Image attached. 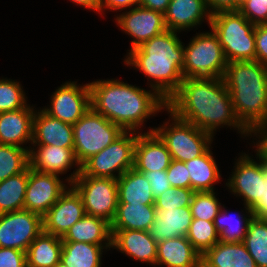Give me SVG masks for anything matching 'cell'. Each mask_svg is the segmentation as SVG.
<instances>
[{"mask_svg":"<svg viewBox=\"0 0 267 267\" xmlns=\"http://www.w3.org/2000/svg\"><path fill=\"white\" fill-rule=\"evenodd\" d=\"M137 136L138 132L124 131L109 146L87 159L81 165V172L91 177L118 179L134 166Z\"/></svg>","mask_w":267,"mask_h":267,"instance_id":"cell-9","label":"cell"},{"mask_svg":"<svg viewBox=\"0 0 267 267\" xmlns=\"http://www.w3.org/2000/svg\"><path fill=\"white\" fill-rule=\"evenodd\" d=\"M118 203L154 205L155 199L149 180L134 168L117 179Z\"/></svg>","mask_w":267,"mask_h":267,"instance_id":"cell-28","label":"cell"},{"mask_svg":"<svg viewBox=\"0 0 267 267\" xmlns=\"http://www.w3.org/2000/svg\"><path fill=\"white\" fill-rule=\"evenodd\" d=\"M212 154L210 146L201 156L185 162L194 192L215 191L214 183L221 179L218 164Z\"/></svg>","mask_w":267,"mask_h":267,"instance_id":"cell-27","label":"cell"},{"mask_svg":"<svg viewBox=\"0 0 267 267\" xmlns=\"http://www.w3.org/2000/svg\"><path fill=\"white\" fill-rule=\"evenodd\" d=\"M166 173L171 187L191 188L185 162L172 159L171 164L166 169Z\"/></svg>","mask_w":267,"mask_h":267,"instance_id":"cell-41","label":"cell"},{"mask_svg":"<svg viewBox=\"0 0 267 267\" xmlns=\"http://www.w3.org/2000/svg\"><path fill=\"white\" fill-rule=\"evenodd\" d=\"M266 182H267V170H266ZM261 201L252 209L255 217L267 218V190L263 193Z\"/></svg>","mask_w":267,"mask_h":267,"instance_id":"cell-49","label":"cell"},{"mask_svg":"<svg viewBox=\"0 0 267 267\" xmlns=\"http://www.w3.org/2000/svg\"><path fill=\"white\" fill-rule=\"evenodd\" d=\"M256 55L255 60L267 65V24H258L254 28Z\"/></svg>","mask_w":267,"mask_h":267,"instance_id":"cell-44","label":"cell"},{"mask_svg":"<svg viewBox=\"0 0 267 267\" xmlns=\"http://www.w3.org/2000/svg\"><path fill=\"white\" fill-rule=\"evenodd\" d=\"M29 149V167L39 172L62 175L76 166L75 171L66 178L71 184L81 172L74 149L53 145H32ZM37 146V147H36ZM35 147V149H34Z\"/></svg>","mask_w":267,"mask_h":267,"instance_id":"cell-16","label":"cell"},{"mask_svg":"<svg viewBox=\"0 0 267 267\" xmlns=\"http://www.w3.org/2000/svg\"><path fill=\"white\" fill-rule=\"evenodd\" d=\"M209 11L213 14L218 11H230L231 0H205Z\"/></svg>","mask_w":267,"mask_h":267,"instance_id":"cell-48","label":"cell"},{"mask_svg":"<svg viewBox=\"0 0 267 267\" xmlns=\"http://www.w3.org/2000/svg\"><path fill=\"white\" fill-rule=\"evenodd\" d=\"M110 248L112 245L62 241L60 262L68 267H101L103 250Z\"/></svg>","mask_w":267,"mask_h":267,"instance_id":"cell-31","label":"cell"},{"mask_svg":"<svg viewBox=\"0 0 267 267\" xmlns=\"http://www.w3.org/2000/svg\"><path fill=\"white\" fill-rule=\"evenodd\" d=\"M155 215L148 232L157 244L171 238L186 236L193 220L189 206L175 209L155 208Z\"/></svg>","mask_w":267,"mask_h":267,"instance_id":"cell-23","label":"cell"},{"mask_svg":"<svg viewBox=\"0 0 267 267\" xmlns=\"http://www.w3.org/2000/svg\"><path fill=\"white\" fill-rule=\"evenodd\" d=\"M49 107L42 108L50 116L64 123L75 124L91 108L89 83L80 85L67 81L50 96Z\"/></svg>","mask_w":267,"mask_h":267,"instance_id":"cell-13","label":"cell"},{"mask_svg":"<svg viewBox=\"0 0 267 267\" xmlns=\"http://www.w3.org/2000/svg\"><path fill=\"white\" fill-rule=\"evenodd\" d=\"M186 237L201 256L219 242L214 223L196 218H193Z\"/></svg>","mask_w":267,"mask_h":267,"instance_id":"cell-36","label":"cell"},{"mask_svg":"<svg viewBox=\"0 0 267 267\" xmlns=\"http://www.w3.org/2000/svg\"><path fill=\"white\" fill-rule=\"evenodd\" d=\"M209 27L218 36L227 63L255 60V25L238 10L213 13Z\"/></svg>","mask_w":267,"mask_h":267,"instance_id":"cell-5","label":"cell"},{"mask_svg":"<svg viewBox=\"0 0 267 267\" xmlns=\"http://www.w3.org/2000/svg\"><path fill=\"white\" fill-rule=\"evenodd\" d=\"M171 0H141L139 6L165 13Z\"/></svg>","mask_w":267,"mask_h":267,"instance_id":"cell-47","label":"cell"},{"mask_svg":"<svg viewBox=\"0 0 267 267\" xmlns=\"http://www.w3.org/2000/svg\"><path fill=\"white\" fill-rule=\"evenodd\" d=\"M43 231V217L26 209L0 214V247L26 252Z\"/></svg>","mask_w":267,"mask_h":267,"instance_id":"cell-12","label":"cell"},{"mask_svg":"<svg viewBox=\"0 0 267 267\" xmlns=\"http://www.w3.org/2000/svg\"><path fill=\"white\" fill-rule=\"evenodd\" d=\"M243 243L256 266L267 267V218L251 219Z\"/></svg>","mask_w":267,"mask_h":267,"instance_id":"cell-34","label":"cell"},{"mask_svg":"<svg viewBox=\"0 0 267 267\" xmlns=\"http://www.w3.org/2000/svg\"><path fill=\"white\" fill-rule=\"evenodd\" d=\"M71 2L81 5L84 8L98 12L99 0H70Z\"/></svg>","mask_w":267,"mask_h":267,"instance_id":"cell-50","label":"cell"},{"mask_svg":"<svg viewBox=\"0 0 267 267\" xmlns=\"http://www.w3.org/2000/svg\"><path fill=\"white\" fill-rule=\"evenodd\" d=\"M167 109L213 136L224 126L234 128L243 138L251 133L236 116L223 78H185L167 101Z\"/></svg>","mask_w":267,"mask_h":267,"instance_id":"cell-1","label":"cell"},{"mask_svg":"<svg viewBox=\"0 0 267 267\" xmlns=\"http://www.w3.org/2000/svg\"><path fill=\"white\" fill-rule=\"evenodd\" d=\"M172 157L165 143L153 132H138L134 149V166L138 172L166 170Z\"/></svg>","mask_w":267,"mask_h":267,"instance_id":"cell-18","label":"cell"},{"mask_svg":"<svg viewBox=\"0 0 267 267\" xmlns=\"http://www.w3.org/2000/svg\"><path fill=\"white\" fill-rule=\"evenodd\" d=\"M55 267H68V266H66L63 263L59 262Z\"/></svg>","mask_w":267,"mask_h":267,"instance_id":"cell-52","label":"cell"},{"mask_svg":"<svg viewBox=\"0 0 267 267\" xmlns=\"http://www.w3.org/2000/svg\"><path fill=\"white\" fill-rule=\"evenodd\" d=\"M201 267H257L243 242H217L201 256Z\"/></svg>","mask_w":267,"mask_h":267,"instance_id":"cell-24","label":"cell"},{"mask_svg":"<svg viewBox=\"0 0 267 267\" xmlns=\"http://www.w3.org/2000/svg\"><path fill=\"white\" fill-rule=\"evenodd\" d=\"M214 191L195 192L189 205L193 218L213 222L222 204Z\"/></svg>","mask_w":267,"mask_h":267,"instance_id":"cell-38","label":"cell"},{"mask_svg":"<svg viewBox=\"0 0 267 267\" xmlns=\"http://www.w3.org/2000/svg\"><path fill=\"white\" fill-rule=\"evenodd\" d=\"M0 267H27L26 252L0 247Z\"/></svg>","mask_w":267,"mask_h":267,"instance_id":"cell-42","label":"cell"},{"mask_svg":"<svg viewBox=\"0 0 267 267\" xmlns=\"http://www.w3.org/2000/svg\"><path fill=\"white\" fill-rule=\"evenodd\" d=\"M89 86L91 108L123 131L139 132L146 119L167 109V101L153 89L139 88L119 79H99Z\"/></svg>","mask_w":267,"mask_h":267,"instance_id":"cell-2","label":"cell"},{"mask_svg":"<svg viewBox=\"0 0 267 267\" xmlns=\"http://www.w3.org/2000/svg\"><path fill=\"white\" fill-rule=\"evenodd\" d=\"M238 11L254 25L267 24V0H242Z\"/></svg>","mask_w":267,"mask_h":267,"instance_id":"cell-40","label":"cell"},{"mask_svg":"<svg viewBox=\"0 0 267 267\" xmlns=\"http://www.w3.org/2000/svg\"><path fill=\"white\" fill-rule=\"evenodd\" d=\"M156 265L201 267V255L186 236L175 237L157 244Z\"/></svg>","mask_w":267,"mask_h":267,"instance_id":"cell-25","label":"cell"},{"mask_svg":"<svg viewBox=\"0 0 267 267\" xmlns=\"http://www.w3.org/2000/svg\"><path fill=\"white\" fill-rule=\"evenodd\" d=\"M128 10L117 15L115 21L125 34L133 38L130 50L167 30L163 13L141 6Z\"/></svg>","mask_w":267,"mask_h":267,"instance_id":"cell-15","label":"cell"},{"mask_svg":"<svg viewBox=\"0 0 267 267\" xmlns=\"http://www.w3.org/2000/svg\"><path fill=\"white\" fill-rule=\"evenodd\" d=\"M223 79L240 122L250 132L267 127V65L257 60L228 62Z\"/></svg>","mask_w":267,"mask_h":267,"instance_id":"cell-4","label":"cell"},{"mask_svg":"<svg viewBox=\"0 0 267 267\" xmlns=\"http://www.w3.org/2000/svg\"><path fill=\"white\" fill-rule=\"evenodd\" d=\"M71 186L81 196L86 215L112 223L118 206L117 179L91 177L80 172Z\"/></svg>","mask_w":267,"mask_h":267,"instance_id":"cell-10","label":"cell"},{"mask_svg":"<svg viewBox=\"0 0 267 267\" xmlns=\"http://www.w3.org/2000/svg\"><path fill=\"white\" fill-rule=\"evenodd\" d=\"M225 208L223 205L213 220L215 228L219 233V241L243 242L249 222L254 217L253 210L244 206L245 209L243 210L247 213L246 215L238 213L237 216L236 214L233 216Z\"/></svg>","mask_w":267,"mask_h":267,"instance_id":"cell-32","label":"cell"},{"mask_svg":"<svg viewBox=\"0 0 267 267\" xmlns=\"http://www.w3.org/2000/svg\"><path fill=\"white\" fill-rule=\"evenodd\" d=\"M29 167V149L0 144V182Z\"/></svg>","mask_w":267,"mask_h":267,"instance_id":"cell-35","label":"cell"},{"mask_svg":"<svg viewBox=\"0 0 267 267\" xmlns=\"http://www.w3.org/2000/svg\"><path fill=\"white\" fill-rule=\"evenodd\" d=\"M84 215L81 196L70 185L43 216V231L62 238Z\"/></svg>","mask_w":267,"mask_h":267,"instance_id":"cell-17","label":"cell"},{"mask_svg":"<svg viewBox=\"0 0 267 267\" xmlns=\"http://www.w3.org/2000/svg\"><path fill=\"white\" fill-rule=\"evenodd\" d=\"M31 145H53L74 149L72 125L54 118L43 109L35 110Z\"/></svg>","mask_w":267,"mask_h":267,"instance_id":"cell-22","label":"cell"},{"mask_svg":"<svg viewBox=\"0 0 267 267\" xmlns=\"http://www.w3.org/2000/svg\"><path fill=\"white\" fill-rule=\"evenodd\" d=\"M184 48L185 78H223L227 61L218 36L213 32L196 33Z\"/></svg>","mask_w":267,"mask_h":267,"instance_id":"cell-7","label":"cell"},{"mask_svg":"<svg viewBox=\"0 0 267 267\" xmlns=\"http://www.w3.org/2000/svg\"><path fill=\"white\" fill-rule=\"evenodd\" d=\"M20 82L12 79H0V112L15 111L26 107L27 97Z\"/></svg>","mask_w":267,"mask_h":267,"instance_id":"cell-37","label":"cell"},{"mask_svg":"<svg viewBox=\"0 0 267 267\" xmlns=\"http://www.w3.org/2000/svg\"><path fill=\"white\" fill-rule=\"evenodd\" d=\"M34 108L28 104L15 111L0 112V144L30 149V144L23 145L32 143Z\"/></svg>","mask_w":267,"mask_h":267,"instance_id":"cell-19","label":"cell"},{"mask_svg":"<svg viewBox=\"0 0 267 267\" xmlns=\"http://www.w3.org/2000/svg\"><path fill=\"white\" fill-rule=\"evenodd\" d=\"M194 193L191 188L170 187L155 199V208L175 209L188 207L191 204Z\"/></svg>","mask_w":267,"mask_h":267,"instance_id":"cell-39","label":"cell"},{"mask_svg":"<svg viewBox=\"0 0 267 267\" xmlns=\"http://www.w3.org/2000/svg\"><path fill=\"white\" fill-rule=\"evenodd\" d=\"M74 153L80 165L109 146L124 131L90 108L72 125Z\"/></svg>","mask_w":267,"mask_h":267,"instance_id":"cell-8","label":"cell"},{"mask_svg":"<svg viewBox=\"0 0 267 267\" xmlns=\"http://www.w3.org/2000/svg\"><path fill=\"white\" fill-rule=\"evenodd\" d=\"M61 239L95 245H112L111 224L102 218L85 214Z\"/></svg>","mask_w":267,"mask_h":267,"instance_id":"cell-26","label":"cell"},{"mask_svg":"<svg viewBox=\"0 0 267 267\" xmlns=\"http://www.w3.org/2000/svg\"><path fill=\"white\" fill-rule=\"evenodd\" d=\"M155 216V205L118 203L111 230L148 231Z\"/></svg>","mask_w":267,"mask_h":267,"instance_id":"cell-29","label":"cell"},{"mask_svg":"<svg viewBox=\"0 0 267 267\" xmlns=\"http://www.w3.org/2000/svg\"><path fill=\"white\" fill-rule=\"evenodd\" d=\"M112 248L134 260L156 265L157 243L148 231L111 230Z\"/></svg>","mask_w":267,"mask_h":267,"instance_id":"cell-21","label":"cell"},{"mask_svg":"<svg viewBox=\"0 0 267 267\" xmlns=\"http://www.w3.org/2000/svg\"><path fill=\"white\" fill-rule=\"evenodd\" d=\"M250 136L257 137L258 142L252 141L256 147V156H258L264 163L267 170V127L251 131Z\"/></svg>","mask_w":267,"mask_h":267,"instance_id":"cell-45","label":"cell"},{"mask_svg":"<svg viewBox=\"0 0 267 267\" xmlns=\"http://www.w3.org/2000/svg\"><path fill=\"white\" fill-rule=\"evenodd\" d=\"M70 185L63 179L61 181L57 174L39 172L29 167L24 209L43 217Z\"/></svg>","mask_w":267,"mask_h":267,"instance_id":"cell-14","label":"cell"},{"mask_svg":"<svg viewBox=\"0 0 267 267\" xmlns=\"http://www.w3.org/2000/svg\"><path fill=\"white\" fill-rule=\"evenodd\" d=\"M211 17L205 0H171L164 13L166 28L178 34L199 27L204 19L210 25Z\"/></svg>","mask_w":267,"mask_h":267,"instance_id":"cell-20","label":"cell"},{"mask_svg":"<svg viewBox=\"0 0 267 267\" xmlns=\"http://www.w3.org/2000/svg\"><path fill=\"white\" fill-rule=\"evenodd\" d=\"M141 0H99V12H103L105 10L123 11V9H130L132 6H139Z\"/></svg>","mask_w":267,"mask_h":267,"instance_id":"cell-46","label":"cell"},{"mask_svg":"<svg viewBox=\"0 0 267 267\" xmlns=\"http://www.w3.org/2000/svg\"><path fill=\"white\" fill-rule=\"evenodd\" d=\"M242 0H231V10H238Z\"/></svg>","mask_w":267,"mask_h":267,"instance_id":"cell-51","label":"cell"},{"mask_svg":"<svg viewBox=\"0 0 267 267\" xmlns=\"http://www.w3.org/2000/svg\"><path fill=\"white\" fill-rule=\"evenodd\" d=\"M177 35V31L167 29L139 47L128 50L124 60L126 66H134L144 73L150 81V88L165 101L176 93L184 80V48Z\"/></svg>","mask_w":267,"mask_h":267,"instance_id":"cell-3","label":"cell"},{"mask_svg":"<svg viewBox=\"0 0 267 267\" xmlns=\"http://www.w3.org/2000/svg\"><path fill=\"white\" fill-rule=\"evenodd\" d=\"M249 155L244 152L236 159L234 170L225 184L232 194L242 198L245 207L253 209L267 190L266 167L258 156L259 162Z\"/></svg>","mask_w":267,"mask_h":267,"instance_id":"cell-11","label":"cell"},{"mask_svg":"<svg viewBox=\"0 0 267 267\" xmlns=\"http://www.w3.org/2000/svg\"><path fill=\"white\" fill-rule=\"evenodd\" d=\"M140 173H143L144 176L149 180L154 199L171 187L170 182L167 179L166 170Z\"/></svg>","mask_w":267,"mask_h":267,"instance_id":"cell-43","label":"cell"},{"mask_svg":"<svg viewBox=\"0 0 267 267\" xmlns=\"http://www.w3.org/2000/svg\"><path fill=\"white\" fill-rule=\"evenodd\" d=\"M29 167L0 182V214L24 209Z\"/></svg>","mask_w":267,"mask_h":267,"instance_id":"cell-33","label":"cell"},{"mask_svg":"<svg viewBox=\"0 0 267 267\" xmlns=\"http://www.w3.org/2000/svg\"><path fill=\"white\" fill-rule=\"evenodd\" d=\"M61 253L62 239L42 231L26 251L27 267H55Z\"/></svg>","mask_w":267,"mask_h":267,"instance_id":"cell-30","label":"cell"},{"mask_svg":"<svg viewBox=\"0 0 267 267\" xmlns=\"http://www.w3.org/2000/svg\"><path fill=\"white\" fill-rule=\"evenodd\" d=\"M166 111L172 120L169 118L162 126L150 128L147 132L154 131L160 137L174 160L186 162L201 156L211 146L214 136L179 119L168 109Z\"/></svg>","mask_w":267,"mask_h":267,"instance_id":"cell-6","label":"cell"}]
</instances>
